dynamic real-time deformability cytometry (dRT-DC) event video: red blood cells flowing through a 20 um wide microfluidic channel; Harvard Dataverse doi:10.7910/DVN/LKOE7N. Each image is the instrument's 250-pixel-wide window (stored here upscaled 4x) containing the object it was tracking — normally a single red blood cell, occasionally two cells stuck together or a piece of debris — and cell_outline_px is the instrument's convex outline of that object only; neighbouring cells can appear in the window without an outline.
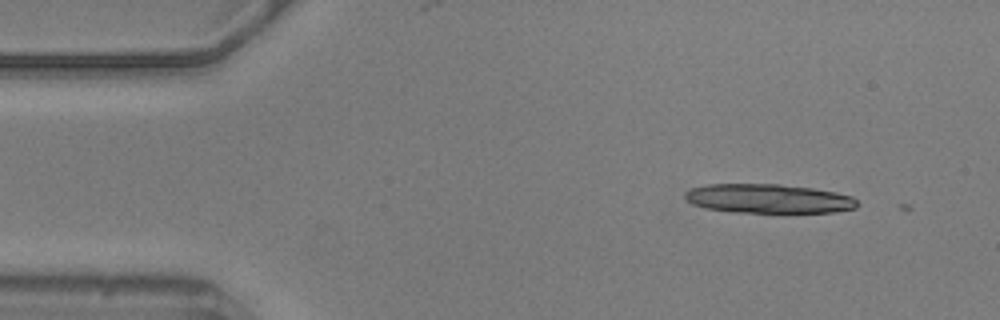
{"species": "common noctule bat (a hibernating species)", "species_latin": "Nyctalus noctula", "temperature_condition": "warm", "stored_images_in_passage": 4, "camera_frame_rate_fps": 3000, "um_per_image_px": 0.085, "animal": {"sex": "male", "body_mass_g": 20.5, "forearm_length_mm": 52.5}, "frame": {"image": 1, "passage_image": 2, "time_ms": 0.333, "image_size_px": [1000, 320], "cell_outline_px": [[860, 204], [856, 208], [832, 212], [732, 212], [708, 208], [692, 204], [684, 196], [684, 192], [692, 188], [704, 184], [780, 184], [812, 188], [836, 192], [852, 196]], "centroid_in_image_um": [65.33, 16.87], "position_along_channel_um": 19.7, "area_um2": 29.25}}